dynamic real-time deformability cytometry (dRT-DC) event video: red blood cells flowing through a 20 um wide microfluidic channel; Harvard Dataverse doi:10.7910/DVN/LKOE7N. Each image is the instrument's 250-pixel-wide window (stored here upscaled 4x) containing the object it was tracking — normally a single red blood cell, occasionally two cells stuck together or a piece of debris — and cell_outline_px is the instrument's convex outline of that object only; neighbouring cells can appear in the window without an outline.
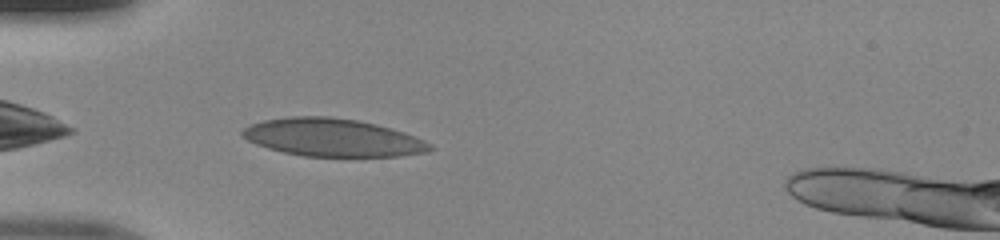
{"species": "human", "species_latin": "Homo sapiens", "temperature_condition": "room temperature", "stored_images_in_passage": 32, "camera_frame_rate_fps": 3000, "um_per_image_px": 0.085, "donor": {"sex": "male"}, "frame": {"image": 1, "passage_image": 3, "time_ms": 0.667, "image_size_px": [1000, 240], "cell_outline_px": [[436, 148], [428, 152], [400, 156], [304, 156], [284, 152], [268, 148], [256, 144], [240, 136], [240, 132], [244, 128], [252, 124], [264, 120], [292, 116], [328, 116], [356, 120], [376, 124], [392, 128], [404, 132], [424, 140], [432, 144]], "centroid_in_image_um": [28.3, 11.69], "position_along_channel_um": 56.7, "area_um2": 41.38}}
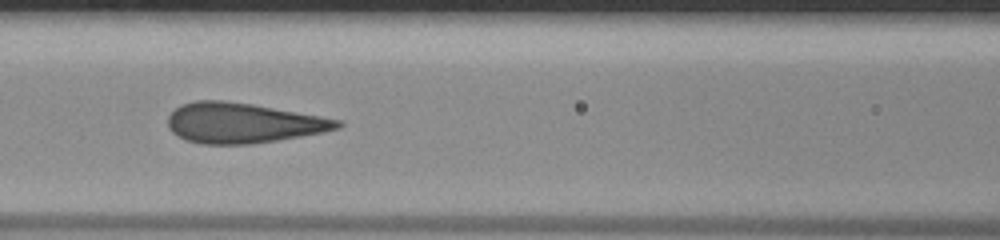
{"frame": {"image": 2, "passage_image": 10, "time_ms": 3.0, "image_size_px": [1000, 240], "cell_outline_px": [[344, 124], [340, 128], [324, 132], [252, 144], [200, 144], [184, 140], [172, 132], [168, 128], [168, 116], [180, 104], [196, 100], [224, 100], [252, 104], [344, 120]], "centroid_in_image_um": [20.64, 10.45], "position_along_channel_um": 146.0, "area_um2": 39.88}}
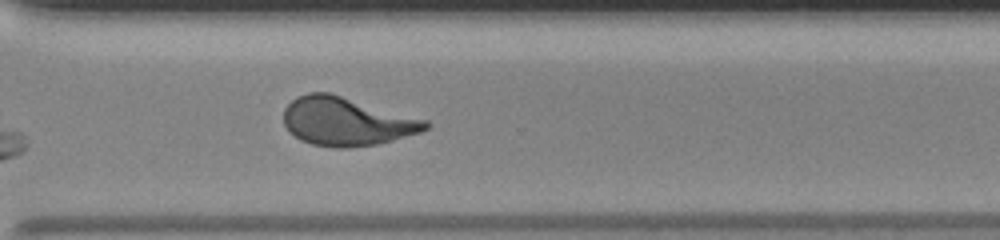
{"frame": {"image": 3, "passage_image": 24, "time_ms": 7.667, "image_size_px": [1000, 240], "cell_outline_px": [[432, 124], [428, 128], [420, 132], [392, 140], [376, 144], [348, 148], [336, 148], [312, 144], [300, 140], [284, 124], [284, 108], [296, 96], [308, 92], [332, 92], [428, 120]], "centroid_in_image_um": [29.47, 10.3], "position_along_channel_um": 341.1, "area_um2": 40.34}}